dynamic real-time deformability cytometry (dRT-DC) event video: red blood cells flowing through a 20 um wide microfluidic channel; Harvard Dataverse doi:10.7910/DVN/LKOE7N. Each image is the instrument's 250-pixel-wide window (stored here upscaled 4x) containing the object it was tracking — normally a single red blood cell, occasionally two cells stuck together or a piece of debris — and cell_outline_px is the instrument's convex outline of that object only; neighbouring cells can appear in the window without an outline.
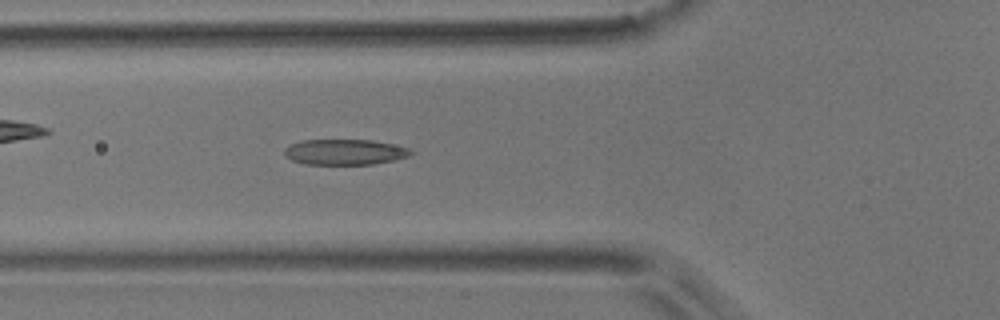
{"species": "common noctule bat (a hibernating species)", "species_latin": "Nyctalus noctula", "temperature_condition": "room temperature", "stored_images_in_passage": 5, "camera_frame_rate_fps": 3000, "um_per_image_px": 0.085, "animal": {"sex": "male", "body_mass_g": 17.9}, "frame": {"image": 1, "passage_image": 5, "time_ms": 4.667, "image_size_px": [1000, 320], "cell_outline_px": [[412, 152], [408, 156], [396, 160], [372, 164], [304, 164], [292, 160], [284, 156], [284, 148], [300, 140], [372, 140], [392, 144], [408, 148]], "centroid_in_image_um": [29.27, 12.92], "position_along_channel_um": 96.5, "area_um2": 18.79}}